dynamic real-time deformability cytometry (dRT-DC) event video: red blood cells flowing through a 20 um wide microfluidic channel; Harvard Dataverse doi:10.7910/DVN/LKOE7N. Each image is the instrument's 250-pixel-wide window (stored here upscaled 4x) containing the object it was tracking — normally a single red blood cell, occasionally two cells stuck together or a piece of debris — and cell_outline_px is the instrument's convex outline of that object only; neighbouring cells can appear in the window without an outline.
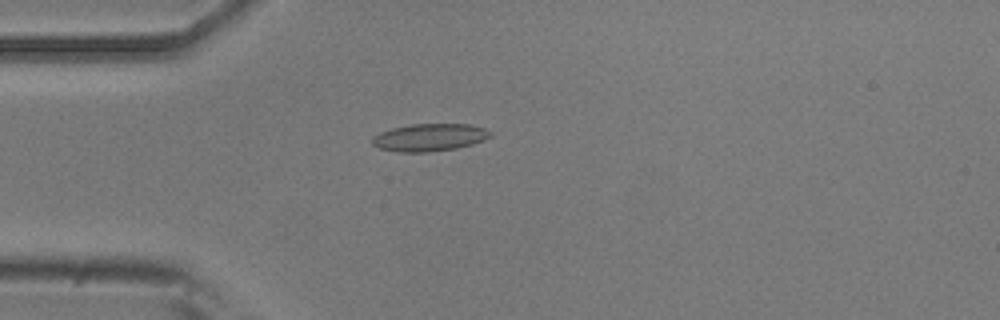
{"species": "common noctule bat (a hibernating species)", "species_latin": "Nyctalus noctula", "temperature_condition": "room temperature", "stored_images_in_passage": 37, "camera_frame_rate_fps": 3000, "um_per_image_px": 0.085, "animal": {"sex": "male", "body_mass_g": 20.5, "forearm_length_mm": 52.5}, "frame": {"image": 1, "passage_image": 4, "time_ms": 1.0, "image_size_px": [1000, 320], "cell_outline_px": [[492, 136], [484, 140], [472, 144], [456, 148], [428, 152], [400, 152], [380, 148], [372, 144], [372, 136], [380, 132], [392, 128], [412, 124], [468, 124], [484, 128], [492, 132]], "centroid_in_image_um": [36.51, 11.67], "position_along_channel_um": 48.5, "area_um2": 18.9}}
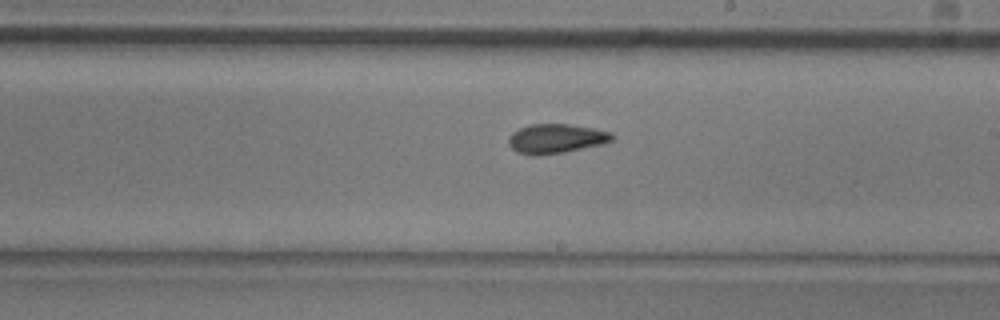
{"frame": {"image": 2, "passage_image": 20, "time_ms": 6.333, "image_size_px": [1000, 320], "cell_outline_px": [[616, 136], [612, 140], [600, 144], [564, 152], [540, 156], [532, 156], [516, 152], [508, 144], [508, 136], [512, 132], [528, 124], [568, 124], [592, 128], [612, 132]], "centroid_in_image_um": [47.22, 11.79], "position_along_channel_um": 241.8, "area_um2": 17.86}}
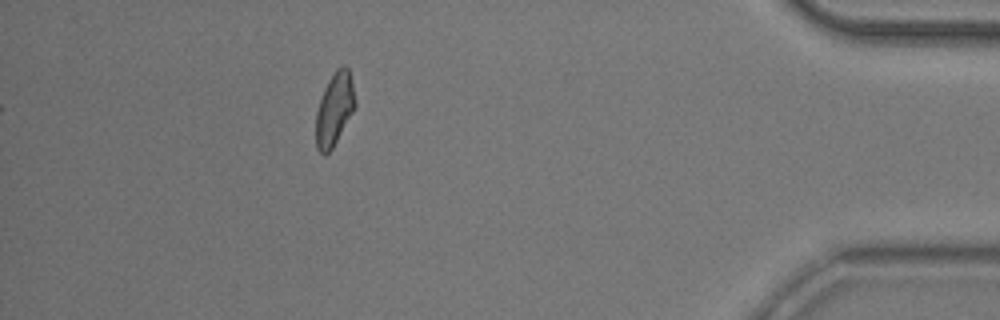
{"frame": {"image": 3, "passage_image": 37, "time_ms": 12.0, "image_size_px": [1000, 320], "cell_outline_px": [[356, 104], [352, 112], [332, 148], [324, 156], [316, 148], [316, 112], [324, 88], [328, 80], [336, 68], [344, 64], [348, 68], [352, 80], [356, 100]], "centroid_in_image_um": [28.42, 9.24], "position_along_channel_um": 406.8, "area_um2": 16.53}, "authors_computed_cell_mechanics": {"area_um2": 17.2244, "velocity_mm_per_s": 3.8137, "shape_relaxation_time_tau1_ms": 7.6476, "shape_relaxation_time_tau2_ms": 3.5113, "deformation_change_tau1": 0.175, "deformation_change_tau2": 0.1086}}